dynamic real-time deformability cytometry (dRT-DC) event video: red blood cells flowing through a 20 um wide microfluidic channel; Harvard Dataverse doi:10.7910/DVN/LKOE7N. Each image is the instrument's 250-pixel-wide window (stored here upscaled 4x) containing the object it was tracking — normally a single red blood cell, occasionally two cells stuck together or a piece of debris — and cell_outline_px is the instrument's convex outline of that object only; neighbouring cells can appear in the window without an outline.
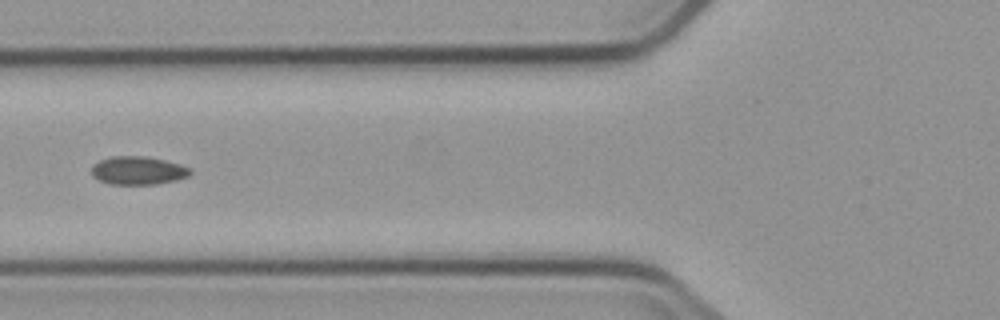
{"species": "common noctule bat (a hibernating species)", "species_latin": "Nyctalus noctula", "temperature_condition": "cold", "stored_images_in_passage": 6, "camera_frame_rate_fps": 3000, "um_per_image_px": 0.085, "animal": {"sex": "male", "body_mass_g": 23.1, "forearm_length_mm": 52.7}, "frame": {"image": 1, "passage_image": 6, "time_ms": 6.667, "image_size_px": [1000, 320], "cell_outline_px": [[192, 172], [188, 176], [176, 180], [156, 184], [108, 184], [92, 176], [92, 168], [100, 160], [112, 156], [144, 156], [164, 160], [180, 164], [192, 168]], "centroid_in_image_um": [11.76, 14.49], "position_along_channel_um": 114.0, "area_um2": 16.18}}